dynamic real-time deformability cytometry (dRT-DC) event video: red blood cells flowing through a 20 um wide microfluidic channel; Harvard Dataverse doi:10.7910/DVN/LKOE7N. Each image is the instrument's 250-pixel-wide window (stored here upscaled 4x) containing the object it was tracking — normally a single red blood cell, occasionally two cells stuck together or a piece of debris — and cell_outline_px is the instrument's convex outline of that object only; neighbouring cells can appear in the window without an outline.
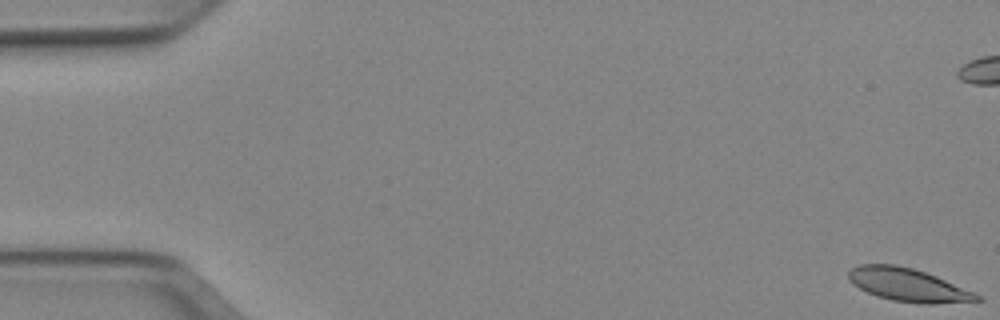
{"species": "Egyptian fruit bat (a non-hibernating species)", "species_latin": "Rousettus aegyptiacus", "temperature_condition": "cold", "stored_images_in_passage": 53, "camera_frame_rate_fps": 3000, "um_per_image_px": 0.085, "animal": {"sex": "female"}, "frame": {"image": 1, "passage_image": 1, "time_ms": 0.0, "image_size_px": [1000, 320], "cell_outline_px": [[984, 300], [932, 304], [924, 304], [892, 300], [876, 296], [852, 284], [848, 280], [848, 272], [852, 268], [860, 264], [896, 264], [912, 268], [936, 276], [972, 292], [980, 296]], "centroid_in_image_um": [77.13, 24.21], "position_along_channel_um": 7.9, "area_um2": 24.51}}
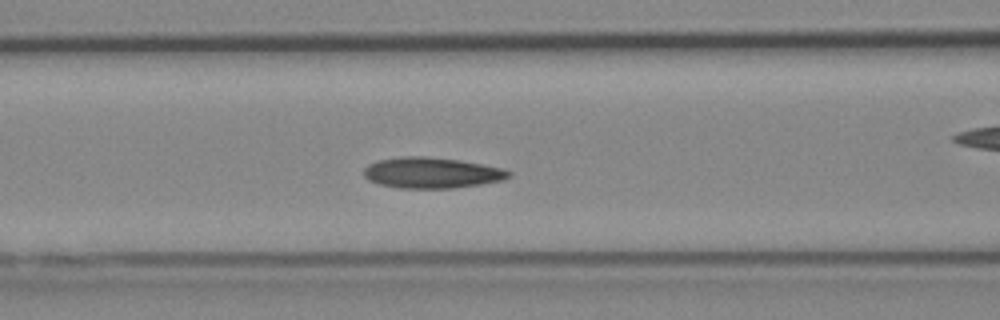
{"frame": {"image": 2, "passage_image": 22, "time_ms": 7.0, "image_size_px": [1000, 320], "cell_outline_px": [[512, 176], [504, 180], [456, 188], [400, 188], [380, 184], [368, 180], [364, 176], [364, 168], [368, 164], [376, 160], [400, 156], [424, 156], [460, 160], [500, 168], [512, 172]], "centroid_in_image_um": [36.67, 14.68], "position_along_channel_um": 129.9, "area_um2": 26.13}}
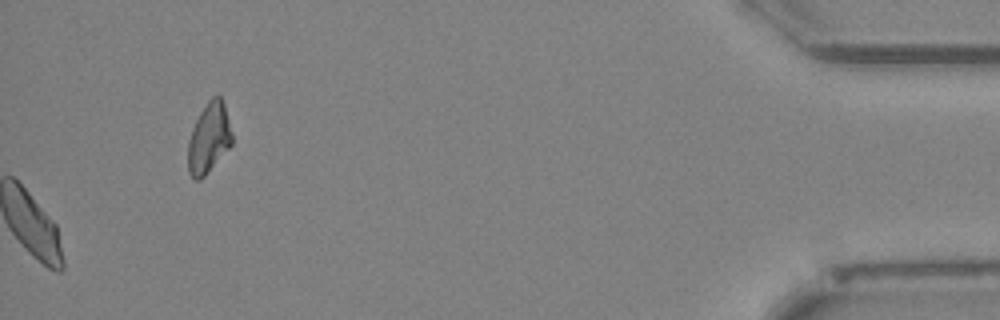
{"frame": {"image": 3, "passage_image": 53, "time_ms": 17.333, "image_size_px": [1000, 320], "cell_outline_px": [[232, 144], [204, 176], [200, 180], [196, 180], [188, 172], [188, 140], [192, 128], [200, 112], [208, 100], [212, 96], [220, 96], [224, 104], [232, 132]], "centroid_in_image_um": [17.75, 11.73], "position_along_channel_um": 417.5, "area_um2": 17.86}, "authors_computed_cell_mechanics": {"area_um2": 24.854, "velocity_mm_per_s": 3.9045, "shape_relaxation_time_tau1_ms": 6.8035, "shape_relaxation_time_tau2_ms": 6.0378, "deformation_change_tau1": 0.1576, "deformation_change_tau2": 0.0969}}